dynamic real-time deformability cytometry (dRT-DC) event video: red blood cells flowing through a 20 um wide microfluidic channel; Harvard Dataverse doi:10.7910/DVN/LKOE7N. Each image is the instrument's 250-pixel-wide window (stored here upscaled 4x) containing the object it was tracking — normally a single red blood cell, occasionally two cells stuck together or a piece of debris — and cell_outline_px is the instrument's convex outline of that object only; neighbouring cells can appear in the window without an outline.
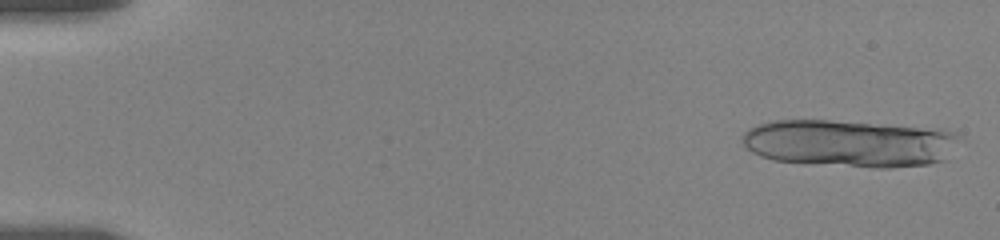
{"species": "human", "species_latin": "Homo sapiens", "temperature_condition": "room temperature", "stored_images_in_passage": 12, "camera_frame_rate_fps": 3000, "um_per_image_px": 0.085, "donor": {"sex": "female"}, "frame": {"image": 1, "passage_image": 3, "time_ms": 0.333, "image_size_px": [1000, 240], "cell_outline_px": [[956, 136], [944, 160], [928, 164], [892, 168], [876, 168], [772, 160], [760, 156], [752, 152], [740, 140], [740, 136], [748, 128], [756, 124], [772, 120], [828, 120], [916, 128], [956, 132]], "centroid_in_image_um": [72.02, 12.19], "position_along_channel_um": 13.0, "area_um2": 58.67}}